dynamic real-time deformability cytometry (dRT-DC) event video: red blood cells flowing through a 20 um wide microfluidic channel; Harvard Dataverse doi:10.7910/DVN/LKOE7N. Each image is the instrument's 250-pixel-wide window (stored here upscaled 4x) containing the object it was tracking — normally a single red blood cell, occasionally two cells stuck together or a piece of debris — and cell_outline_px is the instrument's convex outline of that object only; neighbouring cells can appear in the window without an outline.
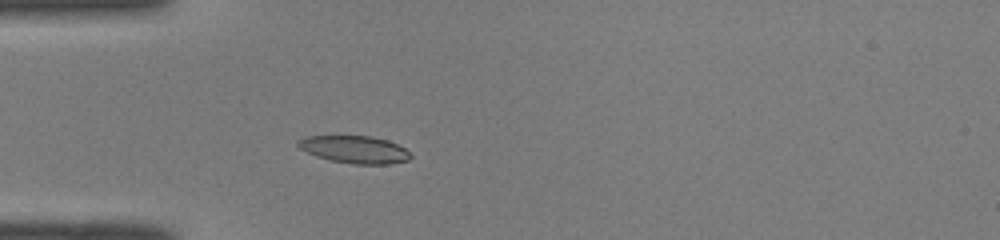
{"species": "common noctule bat (a hibernating species)", "species_latin": "Nyctalus noctula", "temperature_condition": "room temperature", "stored_images_in_passage": 36, "camera_frame_rate_fps": 3000, "um_per_image_px": 0.085, "animal": {"sex": "male", "body_mass_g": 19.0, "forearm_length_mm": 50.8}, "frame": {"image": 1, "passage_image": 1, "time_ms": 0.0, "image_size_px": [1000, 240], "cell_outline_px": [[412, 156], [408, 160], [388, 164], [352, 164], [332, 160], [316, 156], [300, 148], [296, 144], [296, 140], [304, 136], [372, 136], [388, 140], [404, 148]], "centroid_in_image_um": [30.12, 12.7], "position_along_channel_um": 54.9, "area_um2": 17.92}}
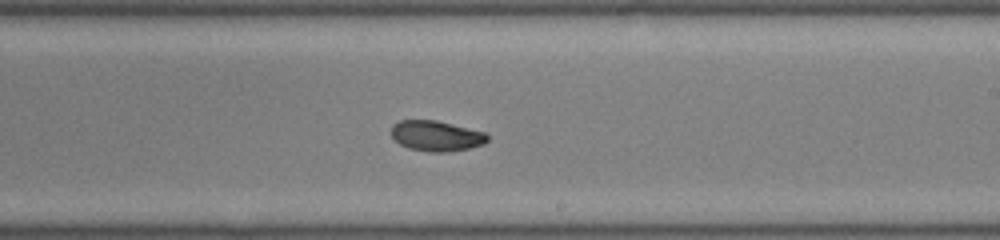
{"frame": {"image": 2, "passage_image": 16, "time_ms": 5.0, "image_size_px": [1000, 240], "cell_outline_px": [[488, 140], [484, 144], [468, 148], [448, 152], [428, 152], [408, 148], [400, 144], [392, 136], [392, 124], [400, 120], [436, 120], [484, 132], [488, 136]], "centroid_in_image_um": [37.07, 11.55], "position_along_channel_um": 251.9, "area_um2": 16.99}}
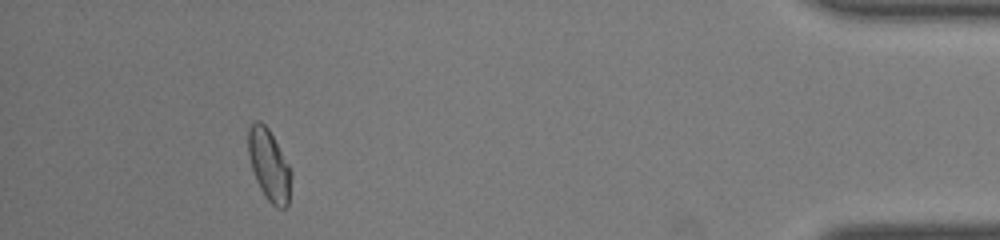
{"frame": {"image": 3, "passage_image": 32, "time_ms": 10.333, "image_size_px": [1000, 240], "cell_outline_px": [[288, 204], [284, 208], [276, 208], [264, 196], [256, 180], [248, 156], [248, 128], [252, 120], [260, 120], [268, 128], [288, 164]], "centroid_in_image_um": [22.8, 13.97], "position_along_channel_um": 412.4, "area_um2": 17.28}, "authors_computed_cell_mechanics": {"area_um2": 17.3978, "velocity_mm_per_s": 4.0916, "shape_relaxation_time_tau1_ms": null, "shape_relaxation_time_tau2_ms": 2.3518, "deformation_change_tau1": null, "deformation_change_tau2": 0.0604}}